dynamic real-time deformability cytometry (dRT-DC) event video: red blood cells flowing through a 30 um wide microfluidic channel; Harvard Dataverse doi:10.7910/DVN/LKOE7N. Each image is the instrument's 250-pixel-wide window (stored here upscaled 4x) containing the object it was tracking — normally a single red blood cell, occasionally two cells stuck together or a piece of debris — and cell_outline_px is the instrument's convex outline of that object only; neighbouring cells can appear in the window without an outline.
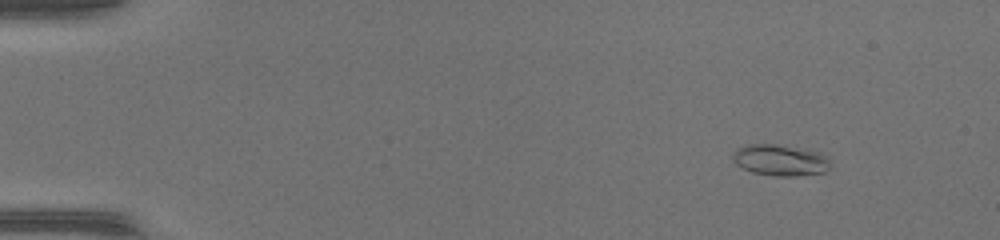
{"species": "common noctule bat (a hibernating species)", "species_latin": "Nyctalus noctula", "temperature_condition": "warm", "stored_images_in_passage": 48, "camera_frame_rate_fps": 3000, "um_per_image_px": 0.085, "animal": {"sex": "female", "body_mass_g": 17.0, "forearm_length_mm": 48.0}, "frame": {"image": 1, "passage_image": 3, "time_ms": 0.667, "image_size_px": [1000, 240], "cell_outline_px": [[828, 168], [824, 172], [796, 176], [772, 176], [752, 172], [736, 164], [732, 156], [732, 152], [744, 144], [776, 144], [820, 152], [828, 160]], "centroid_in_image_um": [66.26, 13.61], "position_along_channel_um": 18.7, "area_um2": 17.63}}
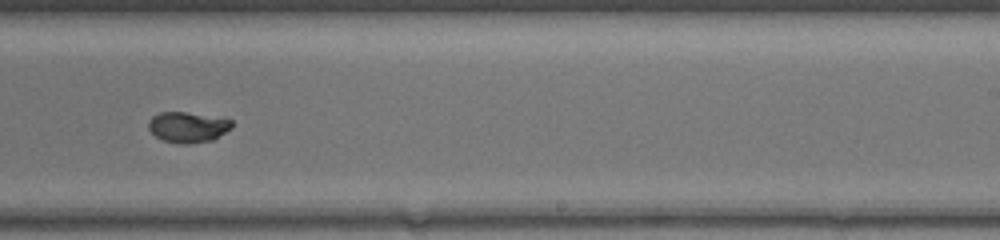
{"frame": {"image": 2, "passage_image": 30, "time_ms": 9.667, "image_size_px": [1000, 240], "cell_outline_px": [[232, 128], [212, 140], [192, 144], [180, 144], [164, 140], [156, 136], [148, 128], [148, 120], [152, 116], [160, 112], [184, 112], [232, 120]], "centroid_in_image_um": [15.94, 10.81], "position_along_channel_um": 273.1, "area_um2": 14.74}}
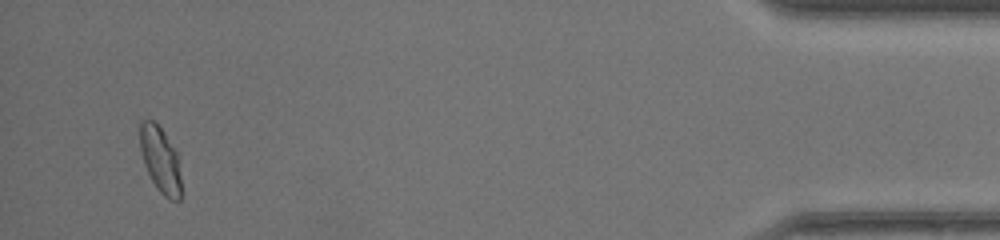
{"frame": {"image": 3, "passage_image": 46, "time_ms": 15.0, "image_size_px": [1000, 240], "cell_outline_px": [[180, 200], [172, 200], [164, 196], [160, 192], [152, 180], [144, 164], [140, 148], [140, 124], [144, 120], [152, 120], [164, 132], [176, 152], [180, 176]], "centroid_in_image_um": [13.62, 13.58], "position_along_channel_um": 421.6, "area_um2": 15.37}, "authors_computed_cell_mechanics": {"area_um2": 15.6927, "velocity_mm_per_s": 4.1822, "shape_relaxation_time_tau1_ms": 4.9346, "shape_relaxation_time_tau2_ms": null, "deformation_change_tau1": 0.2494, "deformation_change_tau2": null}}